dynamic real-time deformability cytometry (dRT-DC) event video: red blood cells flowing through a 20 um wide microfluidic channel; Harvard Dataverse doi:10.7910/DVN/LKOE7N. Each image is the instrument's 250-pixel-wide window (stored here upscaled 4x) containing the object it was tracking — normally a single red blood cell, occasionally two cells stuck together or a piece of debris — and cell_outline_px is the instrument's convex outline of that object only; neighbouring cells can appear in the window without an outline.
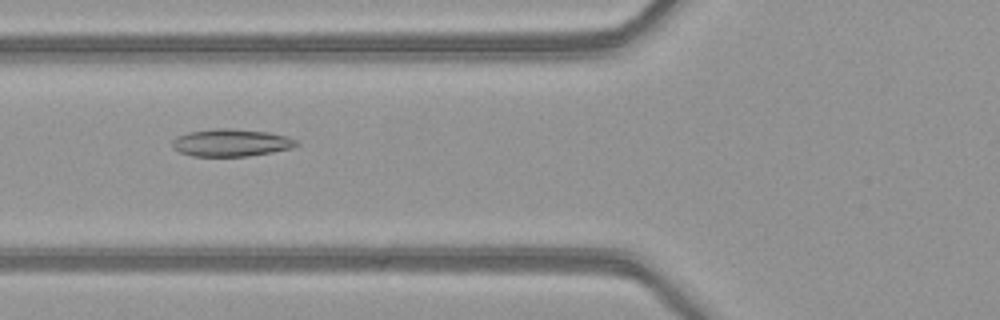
{"species": "common noctule bat (a hibernating species)", "species_latin": "Nyctalus noctula", "temperature_condition": "warm", "stored_images_in_passage": 3, "camera_frame_rate_fps": 3000, "um_per_image_px": 0.085, "animal": {"sex": "female", "body_mass_g": 21.9}, "frame": {"image": 1, "passage_image": 3, "time_ms": 0.667, "image_size_px": [1000, 320], "cell_outline_px": [[300, 144], [292, 148], [272, 152], [248, 156], [192, 156], [180, 152], [172, 148], [172, 140], [176, 136], [188, 132], [216, 128], [228, 128], [268, 132], [288, 136], [296, 140]], "centroid_in_image_um": [19.64, 12.13], "position_along_channel_um": 106.2, "area_um2": 19.94}}